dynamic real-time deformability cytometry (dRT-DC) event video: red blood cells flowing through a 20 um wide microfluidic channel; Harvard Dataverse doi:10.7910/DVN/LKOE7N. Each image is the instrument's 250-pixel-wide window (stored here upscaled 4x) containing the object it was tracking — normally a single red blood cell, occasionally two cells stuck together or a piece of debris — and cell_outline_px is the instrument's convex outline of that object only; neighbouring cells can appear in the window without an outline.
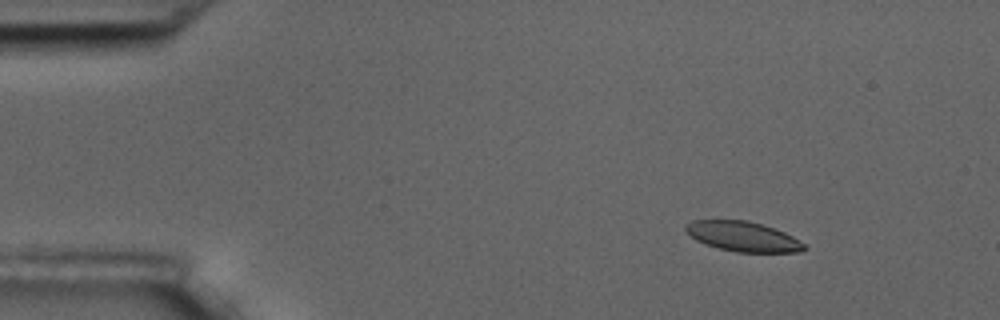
{"species": "common noctule bat (a hibernating species)", "species_latin": "Nyctalus noctula", "temperature_condition": "room temperature", "stored_images_in_passage": 4, "camera_frame_rate_fps": 3000, "um_per_image_px": 0.085, "animal": {"sex": "male", "body_mass_g": 17.5, "forearm_length_mm": 52.3}, "frame": {"image": 1, "passage_image": 2, "time_ms": 1.333, "image_size_px": [1000, 320], "cell_outline_px": [[808, 248], [800, 252], [736, 252], [704, 244], [696, 240], [684, 228], [684, 224], [692, 220], [748, 220], [784, 232], [792, 236], [804, 244]], "centroid_in_image_um": [63.13, 20.1], "position_along_channel_um": 21.9, "area_um2": 20.52}}